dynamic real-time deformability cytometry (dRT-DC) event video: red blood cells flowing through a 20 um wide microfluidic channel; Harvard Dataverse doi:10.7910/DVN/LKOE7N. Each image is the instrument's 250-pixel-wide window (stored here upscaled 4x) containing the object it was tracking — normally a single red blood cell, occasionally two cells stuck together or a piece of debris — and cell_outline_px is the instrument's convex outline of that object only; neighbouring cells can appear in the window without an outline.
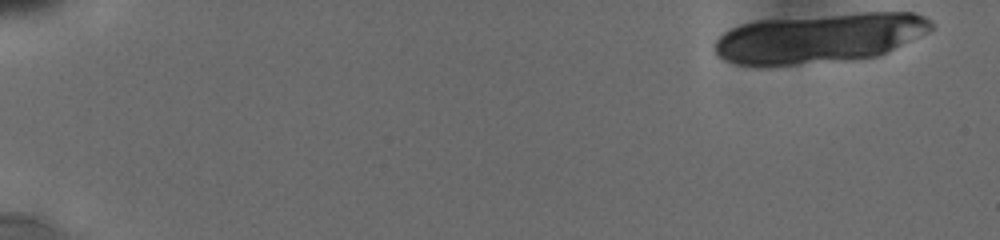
{"species": "human", "species_latin": "Homo sapiens", "temperature_condition": "cold", "stored_images_in_passage": 14, "camera_frame_rate_fps": 3000, "um_per_image_px": 0.085, "donor": {"sex": "male"}, "frame": {"image": 1, "passage_image": 1, "time_ms": 0.0, "image_size_px": [1000, 240], "cell_outline_px": [[932, 28], [928, 32], [880, 56], [848, 60], [764, 68], [756, 68], [736, 64], [724, 60], [716, 52], [716, 40], [724, 32], [740, 24], [756, 20], [864, 12], [912, 12], [924, 16], [932, 20]], "centroid_in_image_um": [69.63, 3.26], "position_along_channel_um": 15.4, "area_um2": 63.7}}